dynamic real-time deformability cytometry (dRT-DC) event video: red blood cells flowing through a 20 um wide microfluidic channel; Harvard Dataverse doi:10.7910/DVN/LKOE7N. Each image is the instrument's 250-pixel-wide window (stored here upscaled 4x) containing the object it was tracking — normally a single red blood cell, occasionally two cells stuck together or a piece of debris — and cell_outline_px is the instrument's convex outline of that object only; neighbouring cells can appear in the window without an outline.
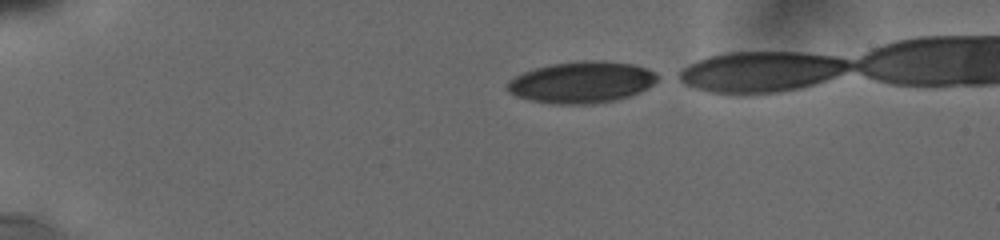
{"species": "human", "species_latin": "Homo sapiens", "temperature_condition": "cold", "stored_images_in_passage": 14, "segment_of_instrument_passage": [1, 2], "camera_frame_rate_fps": 3000, "um_per_image_px": 0.085, "donor": {"sex": "male"}, "frame": {"image": 1, "passage_image": 1, "time_ms": 0.0, "image_size_px": [1000, 240], "cell_outline_px": [[656, 80], [652, 84], [640, 92], [616, 100], [592, 104], [560, 104], [528, 100], [516, 96], [508, 92], [504, 88], [504, 84], [508, 80], [524, 72], [536, 68], [552, 64], [584, 60], [604, 60], [632, 64], [644, 68], [652, 72], [656, 76]], "centroid_in_image_um": [49.36, 7.0], "position_along_channel_um": 35.6, "area_um2": 36.18}}
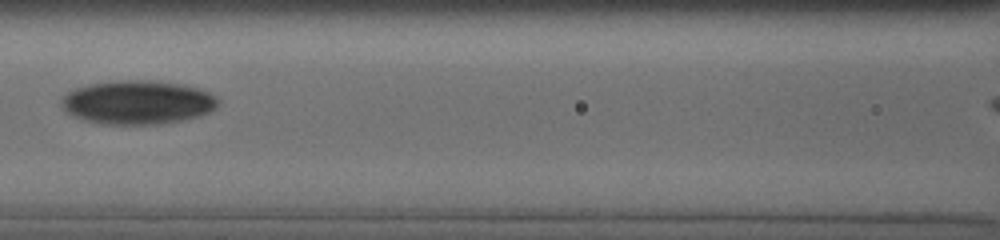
{"frame": {"image": 2, "passage_image": 12, "time_ms": 5.0, "image_size_px": [1000, 240], "cell_outline_px": [[220, 100], [216, 108], [200, 116], [184, 120], [160, 124], [104, 124], [84, 120], [68, 112], [64, 108], [60, 100], [68, 92], [76, 88], [88, 84], [120, 80], [156, 80], [184, 84], [208, 92], [216, 96]], "centroid_in_image_um": [11.74, 8.69], "position_along_channel_um": 154.9, "area_um2": 40.06}}